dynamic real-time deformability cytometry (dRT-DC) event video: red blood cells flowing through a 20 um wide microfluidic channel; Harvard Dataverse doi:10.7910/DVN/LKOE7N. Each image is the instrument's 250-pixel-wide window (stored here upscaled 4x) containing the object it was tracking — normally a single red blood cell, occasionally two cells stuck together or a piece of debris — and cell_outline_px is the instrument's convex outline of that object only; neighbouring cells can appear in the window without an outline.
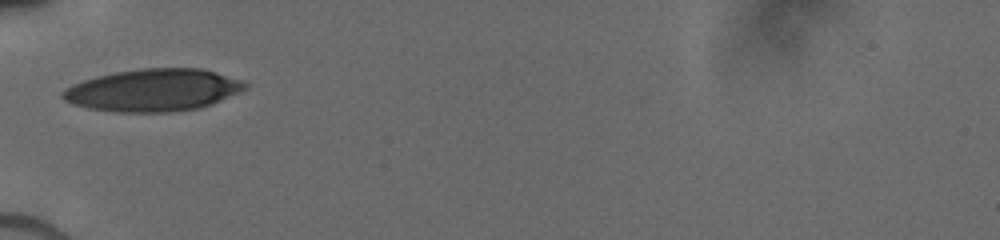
{"species": "human", "species_latin": "Homo sapiens", "temperature_condition": "cold", "stored_images_in_passage": 27, "camera_frame_rate_fps": 3000, "um_per_image_px": 0.085, "donor": {"sex": "male"}, "frame": {"image": 1, "passage_image": 1, "time_ms": 0.0, "image_size_px": [1000, 240], "cell_outline_px": [[248, 84], [240, 92], [212, 104], [200, 108], [168, 112], [116, 112], [88, 108], [72, 104], [64, 100], [60, 96], [60, 92], [64, 88], [72, 84], [96, 76], [116, 72], [140, 68], [204, 68], [240, 80]], "centroid_in_image_um": [12.99, 7.66], "position_along_channel_um": 72.0, "area_um2": 45.14}}
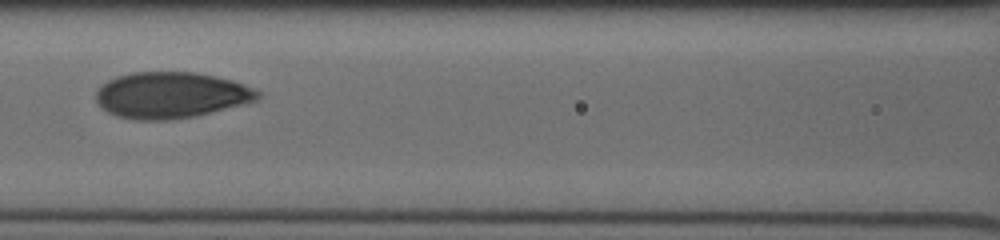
{"frame": {"image": 2, "passage_image": 18, "time_ms": 2.0, "image_size_px": [1000, 240], "cell_outline_px": [[260, 100], [196, 116], [168, 120], [140, 120], [116, 116], [108, 112], [96, 100], [96, 92], [108, 80], [116, 76], [132, 72], [196, 72], [216, 76], [232, 80], [244, 84], [260, 92]], "centroid_in_image_um": [14.57, 8.08], "position_along_channel_um": 152.0, "area_um2": 43.52}}
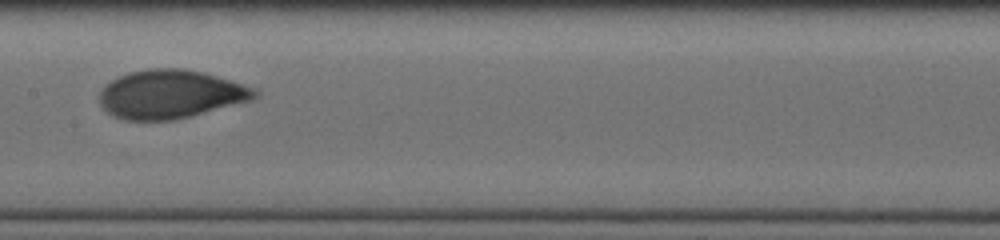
{"frame": {"image": 3, "passage_image": 26, "time_ms": 3.0, "image_size_px": [1000, 240], "cell_outline_px": [[260, 92], [252, 100], [172, 120], [124, 120], [108, 112], [100, 104], [100, 92], [104, 84], [128, 72], [148, 68], [184, 68], [204, 72], [256, 88]], "centroid_in_image_um": [14.49, 7.99], "position_along_channel_um": 192.9, "area_um2": 43.75}}